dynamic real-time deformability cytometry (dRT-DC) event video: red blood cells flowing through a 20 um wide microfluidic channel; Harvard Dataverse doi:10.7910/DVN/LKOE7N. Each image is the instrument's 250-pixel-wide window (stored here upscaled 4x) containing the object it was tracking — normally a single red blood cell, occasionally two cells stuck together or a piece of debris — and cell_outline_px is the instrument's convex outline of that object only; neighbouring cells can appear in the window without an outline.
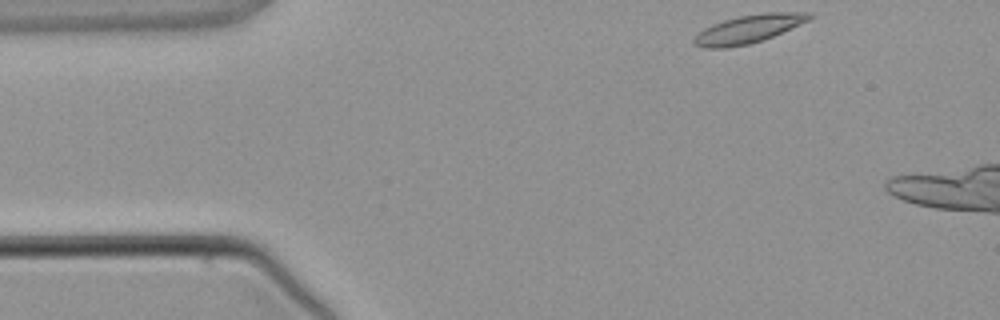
{"species": "common noctule bat (a hibernating species)", "species_latin": "Nyctalus noctula", "temperature_condition": "warm", "stored_images_in_passage": 3, "camera_frame_rate_fps": 3000, "um_per_image_px": 0.085, "animal": {"sex": "male", "body_mass_g": 21.5, "forearm_length_mm": 52.0}, "frame": {"image": 1, "passage_image": 1, "time_ms": 0.0, "image_size_px": [1000, 320], "cell_outline_px": [[812, 16], [808, 20], [764, 40], [748, 44], [728, 48], [704, 48], [692, 44], [692, 40], [704, 28], [712, 24], [724, 20], [740, 16], [764, 12], [812, 12]], "centroid_in_image_um": [63.59, 2.47], "position_along_channel_um": 21.4, "area_um2": 18.84}}